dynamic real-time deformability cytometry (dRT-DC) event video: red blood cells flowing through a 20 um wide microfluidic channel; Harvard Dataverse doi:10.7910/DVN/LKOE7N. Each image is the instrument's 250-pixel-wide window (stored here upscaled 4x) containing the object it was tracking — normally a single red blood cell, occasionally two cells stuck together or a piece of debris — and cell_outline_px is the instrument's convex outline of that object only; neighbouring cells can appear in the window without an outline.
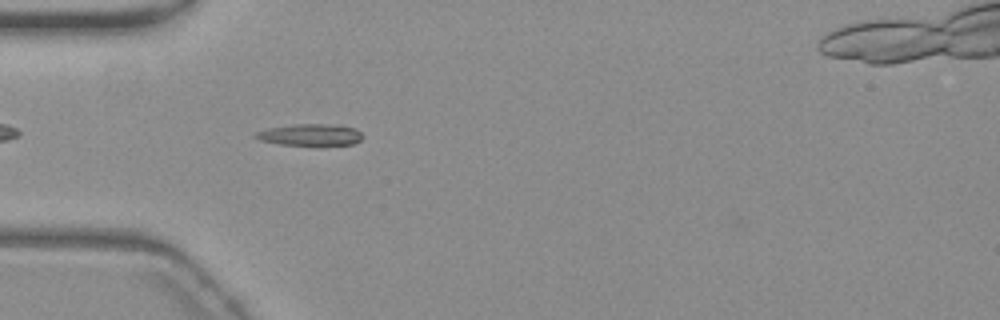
{"species": "common noctule bat (a hibernating species)", "species_latin": "Nyctalus noctula", "temperature_condition": "warm", "stored_images_in_passage": 44, "segment_of_instrument_passage": [1, 2], "camera_frame_rate_fps": 3000, "um_per_image_px": 0.085, "animal": {"sex": "female", "body_mass_g": 19.3, "forearm_length_mm": 54.1}, "frame": {"image": 1, "passage_image": 4, "time_ms": 1.0, "image_size_px": [1000, 320], "cell_outline_px": [[364, 136], [360, 140], [352, 144], [320, 148], [316, 148], [280, 144], [260, 140], [252, 136], [256, 132], [268, 128], [296, 124], [332, 124], [356, 128]], "centroid_in_image_um": [26.41, 11.51], "position_along_channel_um": 58.6, "area_um2": 14.33}}
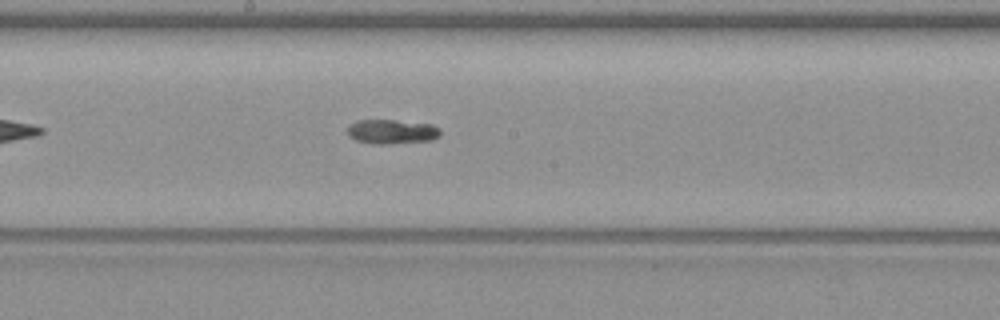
{"frame": {"image": 2, "passage_image": 17, "time_ms": 5.333, "image_size_px": [1000, 320], "cell_outline_px": [[440, 136], [432, 140], [388, 144], [372, 144], [356, 140], [348, 136], [348, 124], [356, 120], [396, 120], [432, 124], [440, 128]], "centroid_in_image_um": [33.3, 11.18], "position_along_channel_um": 214.9, "area_um2": 13.41}}
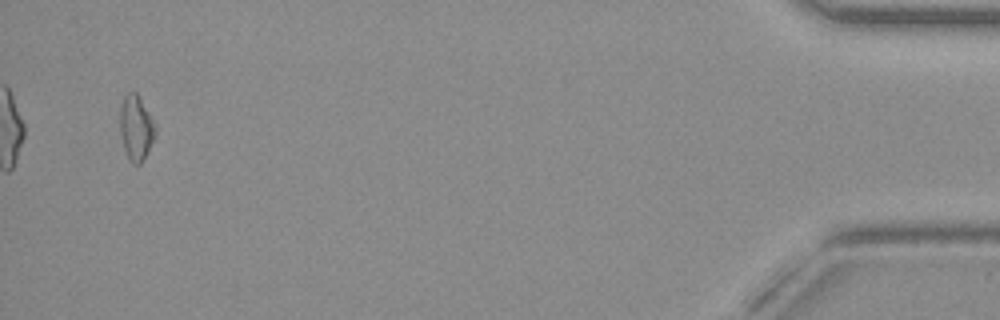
{"frame": {"image": 3, "passage_image": 41, "time_ms": 13.333, "image_size_px": [1000, 320], "cell_outline_px": [[156, 132], [144, 160], [140, 164], [132, 164], [128, 160], [124, 148], [120, 132], [120, 108], [124, 96], [128, 92], [136, 92], [152, 120], [156, 128]], "centroid_in_image_um": [11.54, 10.91], "position_along_channel_um": 423.7, "area_um2": 13.18}}